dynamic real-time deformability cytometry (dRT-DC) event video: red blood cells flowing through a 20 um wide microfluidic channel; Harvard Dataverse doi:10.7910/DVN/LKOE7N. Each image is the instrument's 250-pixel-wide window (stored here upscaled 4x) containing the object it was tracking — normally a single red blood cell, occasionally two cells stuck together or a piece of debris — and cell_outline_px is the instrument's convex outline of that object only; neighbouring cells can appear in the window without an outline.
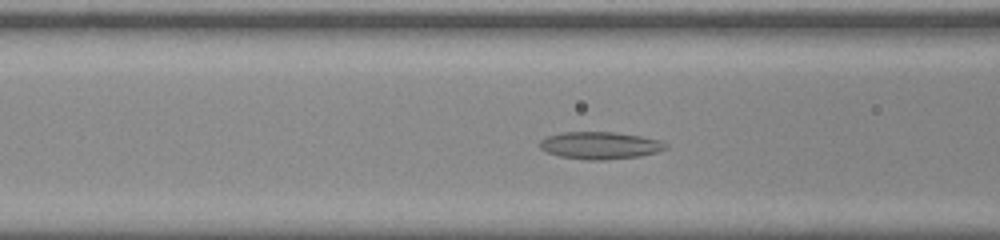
{"species": "common noctule bat (a hibernating species)", "species_latin": "Nyctalus noctula", "temperature_condition": "room temperature", "stored_images_in_passage": 40, "camera_frame_rate_fps": 3000, "um_per_image_px": 0.085, "animal": {"sex": "male", "body_mass_g": 20.0, "forearm_length_mm": 53.3}, "frame": {"image": 1, "passage_image": 8, "time_ms": 2.333, "image_size_px": [1000, 240], "cell_outline_px": [[668, 148], [656, 152], [640, 156], [604, 160], [588, 160], [560, 156], [548, 152], [540, 148], [540, 140], [548, 136], [560, 132], [612, 132], [640, 136], [660, 140], [668, 144]], "centroid_in_image_um": [51.02, 12.36], "position_along_channel_um": 115.6, "area_um2": 19.94}}
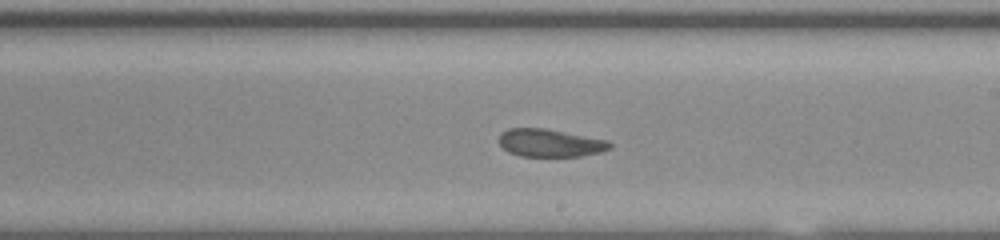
{"frame": {"image": 2, "passage_image": 18, "time_ms": 5.667, "image_size_px": [1000, 240], "cell_outline_px": [[612, 148], [600, 152], [580, 156], [520, 156], [508, 152], [500, 144], [500, 132], [508, 128], [544, 128], [608, 140], [612, 144]], "centroid_in_image_um": [46.76, 12.15], "position_along_channel_um": 242.2, "area_um2": 17.92}}
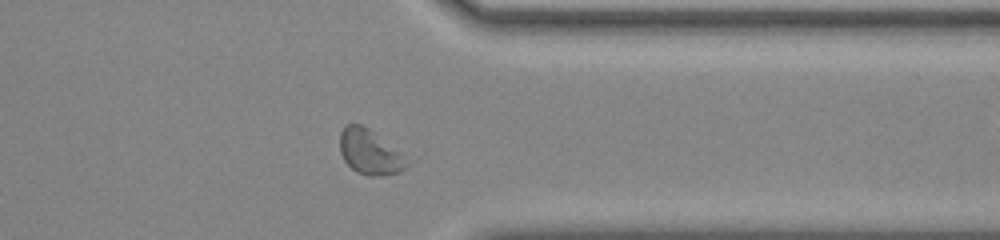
{"frame": {"image": 3, "passage_image": 29, "time_ms": 9.333, "image_size_px": [1000, 240], "cell_outline_px": [[408, 164], [400, 172], [384, 176], [368, 176], [356, 172], [344, 160], [340, 152], [340, 132], [344, 124], [360, 124], [368, 128], [400, 152]], "centroid_in_image_um": [31.39, 12.93], "position_along_channel_um": 380.0, "area_um2": 17.34}, "authors_computed_cell_mechanics": {"area_um2": 18.7272, "velocity_mm_per_s": 3.8124, "shape_relaxation_time_tau1_ms": null, "shape_relaxation_time_tau2_ms": 2.6277, "deformation_change_tau1": null, "deformation_change_tau2": 0.0899}}